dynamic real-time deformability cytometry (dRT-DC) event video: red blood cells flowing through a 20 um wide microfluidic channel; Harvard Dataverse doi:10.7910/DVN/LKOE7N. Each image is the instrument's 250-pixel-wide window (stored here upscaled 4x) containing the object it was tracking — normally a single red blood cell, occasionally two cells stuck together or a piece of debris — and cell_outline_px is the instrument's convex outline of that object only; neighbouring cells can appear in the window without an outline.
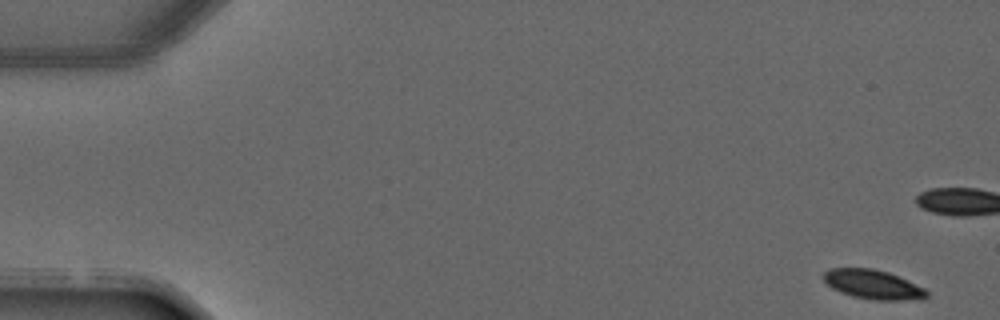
{"species": "common noctule bat (a hibernating species)", "species_latin": "Nyctalus noctula", "temperature_condition": "warm", "stored_images_in_passage": 4, "camera_frame_rate_fps": 3000, "um_per_image_px": 0.085, "animal": {"sex": "male", "forearm_length_mm": 52.5}, "frame": {"image": 1, "passage_image": 1, "time_ms": 0.0, "image_size_px": [1000, 320], "cell_outline_px": [[928, 296], [924, 300], [872, 300], [852, 296], [840, 292], [832, 288], [820, 276], [824, 272], [832, 268], [872, 268], [888, 272], [924, 288], [928, 292]], "centroid_in_image_um": [74.2, 24.19], "position_along_channel_um": 10.8, "area_um2": 17.69}}
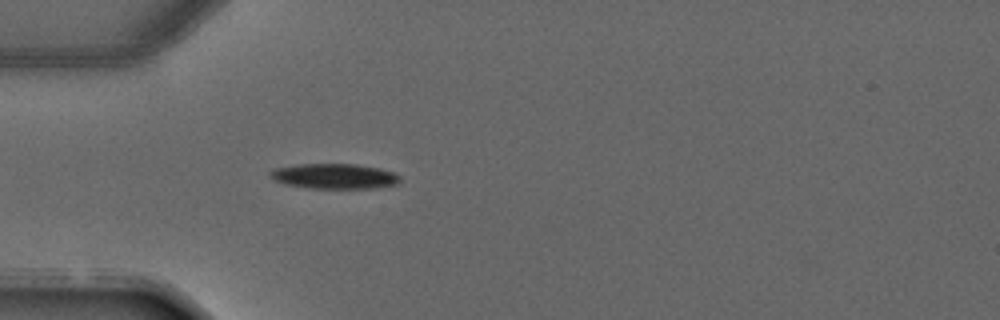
{"frame": {"image": 2, "passage_image": 4, "time_ms": 4.667, "image_size_px": [1000, 320], "cell_outline_px": [[400, 180], [396, 184], [372, 188], [316, 188], [288, 184], [276, 180], [268, 172], [272, 168], [296, 164], [356, 164], [380, 168], [396, 172], [400, 176]], "centroid_in_image_um": [28.46, 14.96], "position_along_channel_um": 56.5, "area_um2": 18.9}}